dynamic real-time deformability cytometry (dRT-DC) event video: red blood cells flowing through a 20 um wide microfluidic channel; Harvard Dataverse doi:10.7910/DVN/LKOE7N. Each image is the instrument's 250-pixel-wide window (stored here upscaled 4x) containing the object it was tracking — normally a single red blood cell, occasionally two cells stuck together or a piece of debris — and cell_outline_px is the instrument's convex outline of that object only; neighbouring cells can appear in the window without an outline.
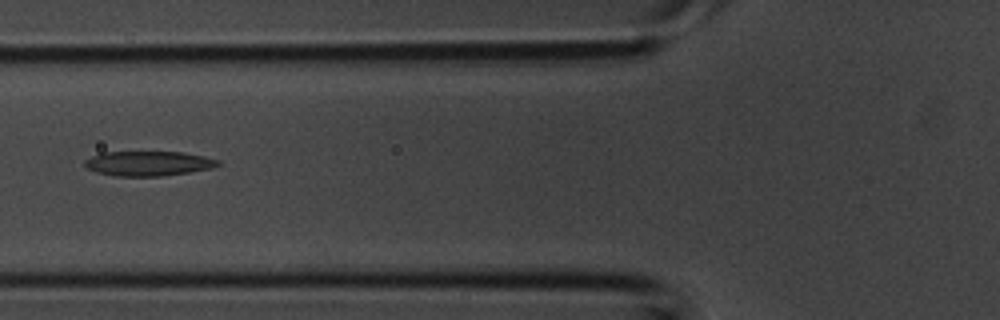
{"species": "common noctule bat (a hibernating species)", "species_latin": "Nyctalus noctula", "temperature_condition": "room temperature", "stored_images_in_passage": 4, "camera_frame_rate_fps": 3000, "um_per_image_px": 0.085, "animal": {"sex": "male", "body_mass_g": 20.1, "forearm_length_mm": 53.5}, "frame": {"image": 1, "passage_image": 4, "time_ms": 1.0, "image_size_px": [1000, 320], "cell_outline_px": [[220, 164], [212, 168], [164, 176], [116, 176], [96, 172], [88, 168], [84, 164], [84, 160], [100, 152], [184, 152], [204, 156], [220, 160]], "centroid_in_image_um": [12.61, 13.89], "position_along_channel_um": 113.2, "area_um2": 19.25}}